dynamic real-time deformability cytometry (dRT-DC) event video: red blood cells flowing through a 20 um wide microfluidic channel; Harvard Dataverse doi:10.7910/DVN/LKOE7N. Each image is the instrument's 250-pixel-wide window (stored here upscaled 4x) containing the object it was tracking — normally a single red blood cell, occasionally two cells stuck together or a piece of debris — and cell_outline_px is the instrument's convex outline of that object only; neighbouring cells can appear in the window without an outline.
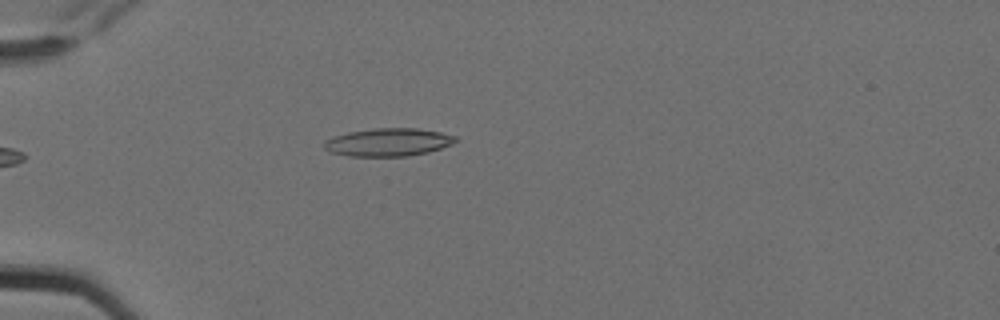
{"species": "Egyptian fruit bat (a non-hibernating species)", "species_latin": "Rousettus aegyptiacus", "temperature_condition": "cold", "stored_images_in_passage": 3, "camera_frame_rate_fps": 3000, "um_per_image_px": 0.085, "animal": {"sex": "female"}, "frame": {"image": 1, "passage_image": 3, "time_ms": 0.667, "image_size_px": [1000, 320], "cell_outline_px": [[460, 140], [452, 144], [428, 152], [408, 156], [348, 156], [332, 152], [324, 148], [324, 140], [332, 136], [348, 132], [372, 128], [416, 128], [440, 132], [456, 136]], "centroid_in_image_um": [33.0, 12.08], "position_along_channel_um": 52.0, "area_um2": 21.5}}